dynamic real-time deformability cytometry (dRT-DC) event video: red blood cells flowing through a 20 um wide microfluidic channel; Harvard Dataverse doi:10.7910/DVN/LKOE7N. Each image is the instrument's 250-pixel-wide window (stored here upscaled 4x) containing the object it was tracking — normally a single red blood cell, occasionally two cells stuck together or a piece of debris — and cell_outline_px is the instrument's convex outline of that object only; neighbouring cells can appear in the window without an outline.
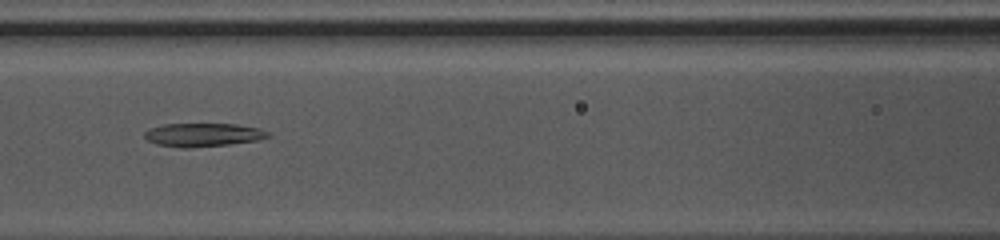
{"species": "common noctule bat (a hibernating species)", "species_latin": "Nyctalus noctula", "temperature_condition": "warm", "stored_images_in_passage": 42, "camera_frame_rate_fps": 3000, "um_per_image_px": 0.085, "animal": {"sex": "female", "body_mass_g": 10.0, "forearm_length_mm": 53.1}, "frame": {"image": 1, "passage_image": 14, "time_ms": 4.333, "image_size_px": [1000, 240], "cell_outline_px": [[272, 136], [260, 140], [228, 144], [188, 148], [184, 148], [156, 144], [148, 140], [144, 136], [144, 132], [148, 128], [164, 124], [236, 124], [260, 128], [272, 132]], "centroid_in_image_um": [17.31, 11.45], "position_along_channel_um": 149.3, "area_um2": 17.05}}
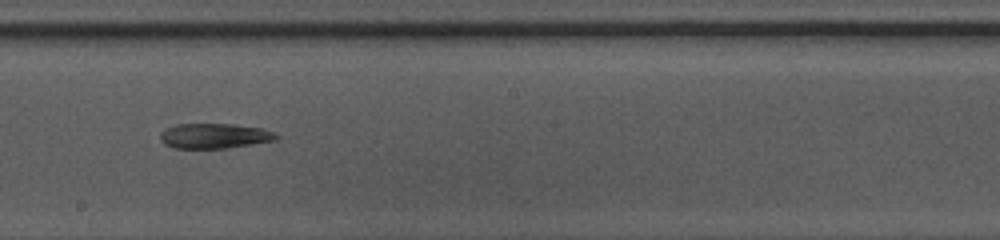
{"frame": {"image": 2, "passage_image": 20, "time_ms": 6.333, "image_size_px": [1000, 240], "cell_outline_px": [[280, 136], [276, 140], [224, 148], [176, 148], [164, 144], [160, 140], [160, 132], [164, 128], [176, 124], [232, 124], [260, 128], [276, 132]], "centroid_in_image_um": [18.2, 11.54], "position_along_channel_um": 230.0, "area_um2": 16.94}}
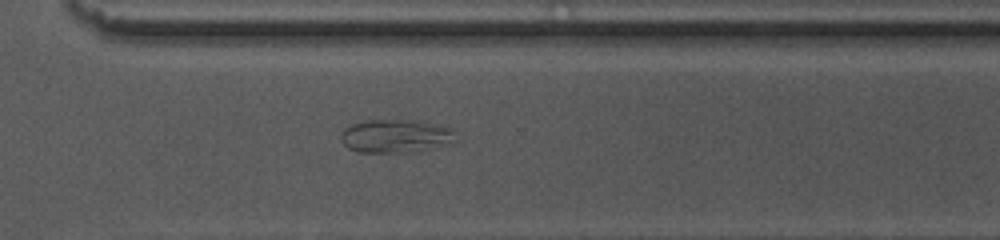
{"frame": {"image": 3, "passage_image": 28, "time_ms": 9.0, "image_size_px": [1000, 240], "cell_outline_px": [[456, 144], [432, 148], [404, 152], [360, 152], [348, 148], [340, 140], [340, 136], [344, 128], [352, 124], [364, 120], [420, 120], [452, 128], [456, 140]], "centroid_in_image_um": [33.66, 11.56], "position_along_channel_um": 336.9, "area_um2": 22.54}, "authors_computed_cell_mechanics": {"area_um2": 23.0044, "velocity_mm_per_s": 4.031, "shape_relaxation_time_tau1_ms": null, "shape_relaxation_time_tau2_ms": 1.297, "deformation_change_tau1": null, "deformation_change_tau2": 0.0479}}